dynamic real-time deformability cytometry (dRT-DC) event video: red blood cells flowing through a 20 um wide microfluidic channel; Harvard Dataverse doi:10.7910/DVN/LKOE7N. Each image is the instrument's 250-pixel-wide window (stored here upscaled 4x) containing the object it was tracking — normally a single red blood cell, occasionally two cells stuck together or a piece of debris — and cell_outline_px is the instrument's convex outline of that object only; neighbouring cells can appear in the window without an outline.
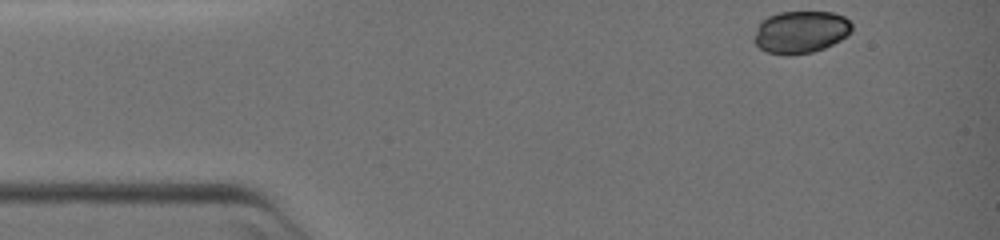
{"species": "common noctule bat (a hibernating species)", "species_latin": "Nyctalus noctula", "temperature_condition": "warm", "stored_images_in_passage": 43, "camera_frame_rate_fps": 3000, "um_per_image_px": 0.085, "animal": {"sex": "female", "body_mass_g": 19.0, "forearm_length_mm": 51.5}, "frame": {"image": 1, "passage_image": 1, "time_ms": 0.0, "image_size_px": [1000, 240], "cell_outline_px": [[852, 32], [848, 36], [824, 48], [812, 52], [768, 52], [760, 48], [752, 40], [756, 28], [760, 20], [768, 16], [780, 12], [832, 12], [844, 16], [852, 24]], "centroid_in_image_um": [68.07, 2.67], "position_along_channel_um": 16.9, "area_um2": 23.76}}
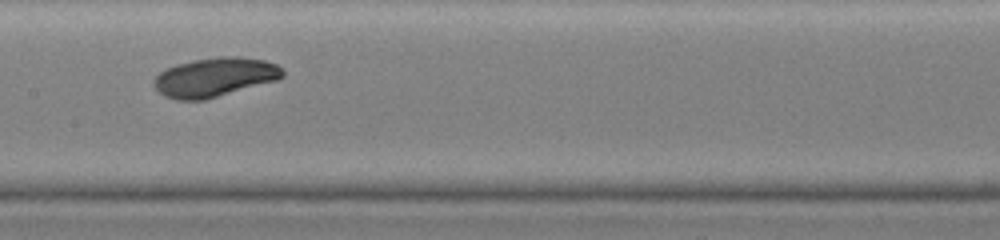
{"frame": {"image": 2, "passage_image": 23, "time_ms": 7.333, "image_size_px": [1000, 240], "cell_outline_px": [[284, 76], [276, 80], [204, 100], [176, 100], [164, 96], [152, 84], [156, 76], [160, 72], [176, 64], [196, 60], [220, 56], [236, 56], [264, 60], [276, 64], [284, 72]], "centroid_in_image_um": [18.24, 6.56], "position_along_channel_um": 189.2, "area_um2": 29.02}}
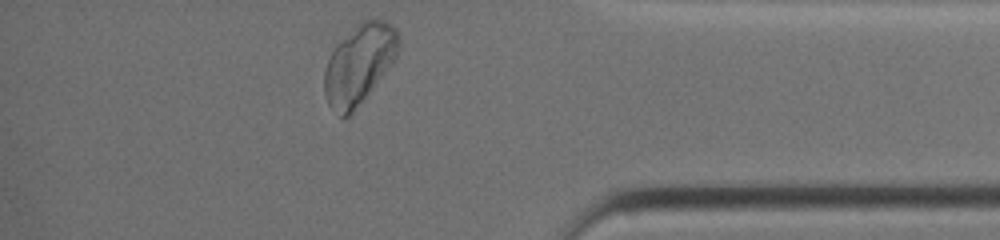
{"frame": {"image": 3, "passage_image": 43, "time_ms": 14.0, "image_size_px": [1000, 240], "cell_outline_px": [[400, 44], [396, 56], [392, 64], [352, 116], [344, 120], [328, 104], [324, 92], [324, 72], [328, 60], [336, 44], [360, 20], [372, 16], [376, 16], [392, 24], [396, 28], [400, 36]], "centroid_in_image_um": [30.55, 5.44], "position_along_channel_um": 404.6, "area_um2": 35.32}}